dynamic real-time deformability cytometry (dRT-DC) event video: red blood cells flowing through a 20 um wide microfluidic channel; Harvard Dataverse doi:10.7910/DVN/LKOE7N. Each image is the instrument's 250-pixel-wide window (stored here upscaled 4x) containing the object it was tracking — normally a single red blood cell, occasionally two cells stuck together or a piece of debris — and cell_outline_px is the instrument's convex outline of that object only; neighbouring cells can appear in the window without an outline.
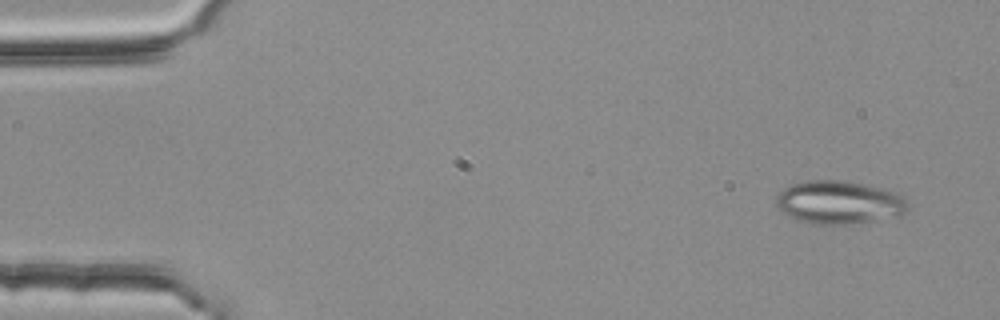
{"species": "common noctule bat (a hibernating species)", "species_latin": "Nyctalus noctula", "temperature_condition": "room temperature", "stored_images_in_passage": 3, "camera_frame_rate_fps": 3000, "um_per_image_px": 0.085, "animal": {"sex": "female", "body_mass_g": 25.1}, "frame": {"image": 1, "passage_image": 1, "time_ms": 0.0, "image_size_px": [1000, 320], "cell_outline_px": [[908, 212], [900, 216], [844, 224], [820, 224], [800, 220], [788, 216], [776, 204], [776, 196], [784, 188], [792, 184], [804, 180], [848, 180], [900, 192], [904, 196], [908, 204]], "centroid_in_image_um": [71.38, 17.17], "position_along_channel_um": 13.6, "area_um2": 33.29}}